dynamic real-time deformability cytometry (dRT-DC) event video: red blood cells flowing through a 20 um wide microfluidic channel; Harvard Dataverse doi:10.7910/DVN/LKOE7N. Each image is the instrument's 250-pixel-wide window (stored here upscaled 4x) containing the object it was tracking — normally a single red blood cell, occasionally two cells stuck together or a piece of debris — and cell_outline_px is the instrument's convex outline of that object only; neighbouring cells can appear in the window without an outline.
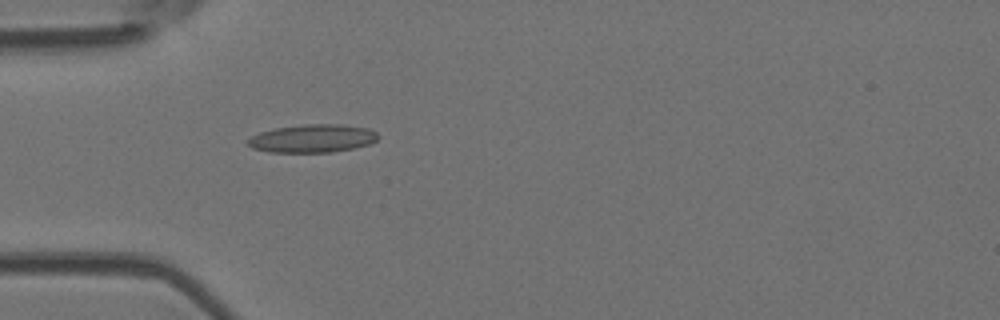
{"species": "Egyptian fruit bat (a non-hibernating species)", "species_latin": "Rousettus aegyptiacus", "temperature_condition": "room temperature", "stored_images_in_passage": 55, "camera_frame_rate_fps": 3000, "um_per_image_px": 0.085, "animal": {"sex": "female"}, "frame": {"image": 1, "passage_image": 17, "time_ms": 5.333, "image_size_px": [1000, 320], "cell_outline_px": [[380, 136], [376, 140], [368, 144], [352, 148], [332, 152], [268, 152], [252, 148], [248, 144], [248, 140], [252, 136], [260, 132], [276, 128], [304, 124], [340, 124], [368, 128], [376, 132]], "centroid_in_image_um": [26.57, 11.76], "position_along_channel_um": 58.4, "area_um2": 21.21}}
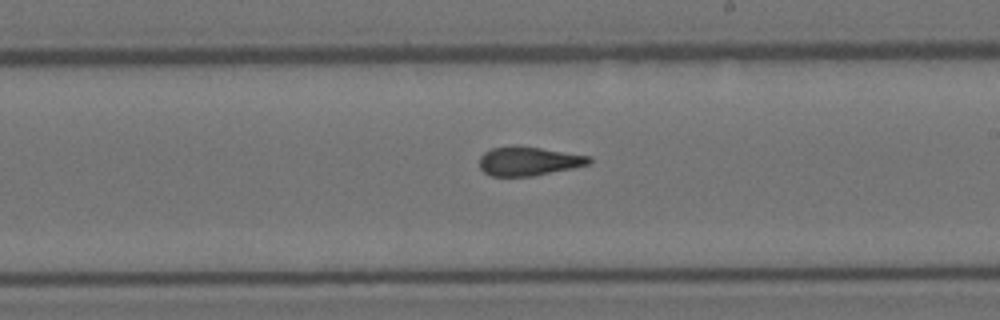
{"frame": {"image": 2, "passage_image": 32, "time_ms": 10.333, "image_size_px": [1000, 320], "cell_outline_px": [[592, 160], [588, 164], [572, 168], [532, 176], [492, 176], [484, 172], [480, 168], [480, 156], [484, 152], [492, 148], [540, 148], [592, 156]], "centroid_in_image_um": [44.95, 13.73], "position_along_channel_um": 244.0, "area_um2": 17.86}}
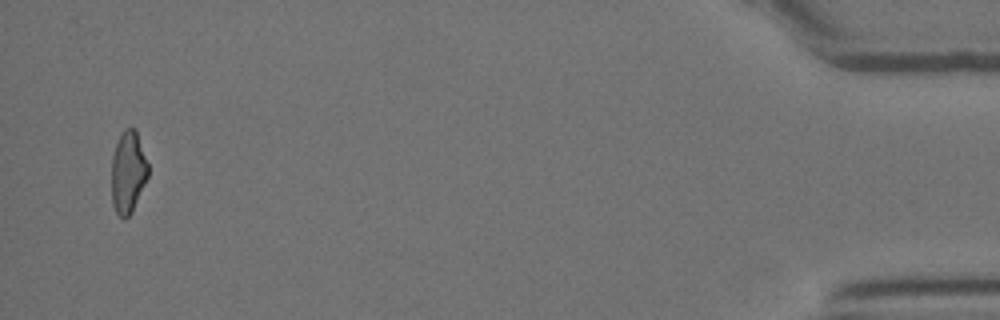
{"frame": {"image": 3, "passage_image": 53, "time_ms": 17.333, "image_size_px": [1000, 320], "cell_outline_px": [[148, 176], [132, 212], [124, 220], [116, 212], [112, 204], [112, 156], [120, 132], [124, 128], [136, 128], [148, 164]], "centroid_in_image_um": [10.88, 14.61], "position_along_channel_um": 424.3, "area_um2": 17.57}, "authors_computed_cell_mechanics": {"area_um2": 19.2474, "velocity_mm_per_s": 3.7883, "shape_relaxation_time_tau1_ms": 10.2528, "shape_relaxation_time_tau2_ms": 1.8433, "deformation_change_tau1": 0.2518, "deformation_change_tau2": 0.0997}}